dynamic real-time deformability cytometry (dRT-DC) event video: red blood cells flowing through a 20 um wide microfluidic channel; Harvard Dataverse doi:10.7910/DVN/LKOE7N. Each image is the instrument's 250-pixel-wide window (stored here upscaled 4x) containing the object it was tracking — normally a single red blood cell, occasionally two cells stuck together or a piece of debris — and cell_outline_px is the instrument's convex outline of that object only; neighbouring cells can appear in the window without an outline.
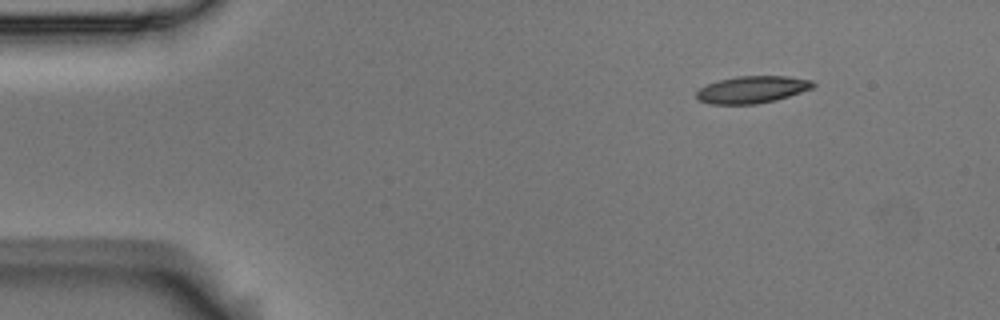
{"species": "Egyptian fruit bat (a non-hibernating species)", "species_latin": "Rousettus aegyptiacus", "temperature_condition": "room temperature", "stored_images_in_passage": 3, "camera_frame_rate_fps": 3000, "um_per_image_px": 0.085, "animal": {"sex": "male"}, "frame": {"image": 1, "passage_image": 1, "time_ms": 0.0, "image_size_px": [1000, 320], "cell_outline_px": [[816, 84], [812, 88], [776, 100], [756, 104], [708, 104], [700, 100], [696, 96], [696, 92], [700, 88], [708, 84], [720, 80], [736, 76], [788, 76], [812, 80]], "centroid_in_image_um": [63.94, 7.61], "position_along_channel_um": 21.1, "area_um2": 18.32}}